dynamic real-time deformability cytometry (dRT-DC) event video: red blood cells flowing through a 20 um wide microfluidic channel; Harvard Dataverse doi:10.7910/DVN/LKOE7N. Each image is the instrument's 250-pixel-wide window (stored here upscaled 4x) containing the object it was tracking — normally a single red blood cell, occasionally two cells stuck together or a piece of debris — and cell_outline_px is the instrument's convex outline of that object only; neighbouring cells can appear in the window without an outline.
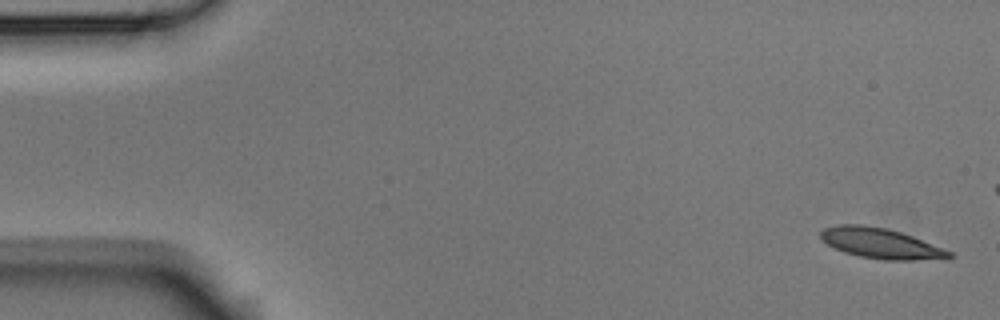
{"species": "Egyptian fruit bat (a non-hibernating species)", "species_latin": "Rousettus aegyptiacus", "temperature_condition": "room temperature", "stored_images_in_passage": 5, "segment_of_instrument_passage": [2, 2], "camera_frame_rate_fps": 3000, "um_per_image_px": 0.085, "animal": {"sex": "male"}, "frame": {"image": 1, "passage_image": 5, "time_ms": 1.333, "image_size_px": [1000, 320], "cell_outline_px": [[956, 256], [948, 260], [884, 260], [860, 256], [844, 252], [828, 244], [820, 236], [820, 232], [824, 228], [836, 224], [864, 224], [888, 228], [912, 236], [952, 252]], "centroid_in_image_um": [74.93, 20.69], "position_along_channel_um": 10.1, "area_um2": 22.95}}